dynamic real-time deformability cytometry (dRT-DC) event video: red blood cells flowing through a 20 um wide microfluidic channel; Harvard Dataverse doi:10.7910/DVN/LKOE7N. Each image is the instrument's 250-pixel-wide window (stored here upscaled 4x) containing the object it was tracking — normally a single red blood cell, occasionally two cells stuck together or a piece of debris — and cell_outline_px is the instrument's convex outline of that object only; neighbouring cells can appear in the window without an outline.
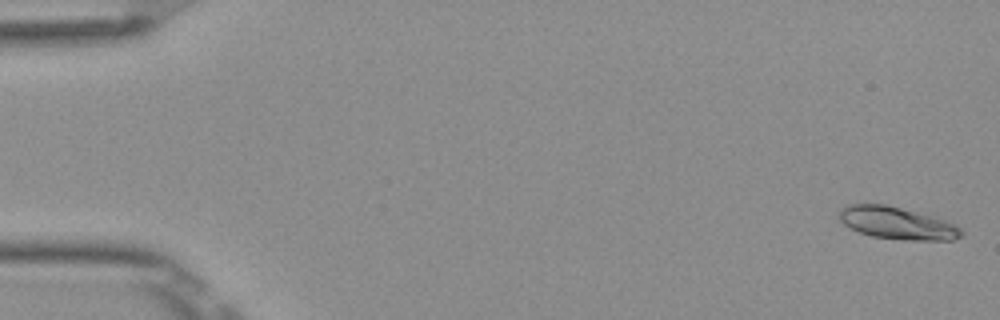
{"species": "Egyptian fruit bat (a non-hibernating species)", "species_latin": "Rousettus aegyptiacus", "temperature_condition": "room temperature", "stored_images_in_passage": 8, "camera_frame_rate_fps": 3000, "um_per_image_px": 0.085, "frame": {"image": 1, "passage_image": 1, "time_ms": 0.0, "image_size_px": [1000, 320], "cell_outline_px": [[964, 232], [960, 236], [952, 240], [904, 240], [872, 236], [860, 232], [844, 224], [840, 220], [840, 208], [848, 204], [884, 204], [900, 208], [944, 220], [960, 228]], "centroid_in_image_um": [76.22, 18.97], "position_along_channel_um": 8.8, "area_um2": 22.48}}